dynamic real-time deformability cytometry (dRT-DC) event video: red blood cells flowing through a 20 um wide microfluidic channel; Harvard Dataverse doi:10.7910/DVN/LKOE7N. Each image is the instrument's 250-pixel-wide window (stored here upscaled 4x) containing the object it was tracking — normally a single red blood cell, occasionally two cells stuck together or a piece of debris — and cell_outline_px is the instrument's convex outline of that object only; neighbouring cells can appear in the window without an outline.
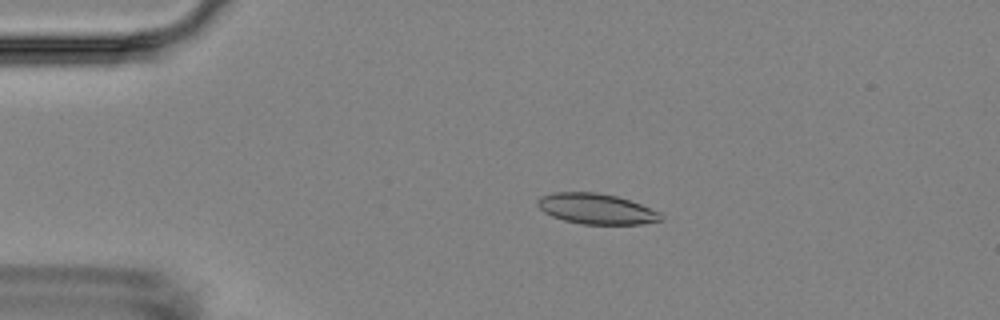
{"species": "Egyptian fruit bat (a non-hibernating species)", "species_latin": "Rousettus aegyptiacus", "temperature_condition": "room temperature", "stored_images_in_passage": 6, "camera_frame_rate_fps": 3000, "um_per_image_px": 0.085, "animal": {"sex": "female"}, "frame": {"image": 1, "passage_image": 3, "time_ms": 2.667, "image_size_px": [1000, 320], "cell_outline_px": [[664, 220], [640, 224], [580, 224], [564, 220], [552, 216], [544, 212], [536, 204], [536, 200], [540, 196], [552, 192], [596, 192], [616, 196], [640, 204], [660, 212], [664, 216]], "centroid_in_image_um": [50.67, 17.75], "position_along_channel_um": 34.3, "area_um2": 22.02}}
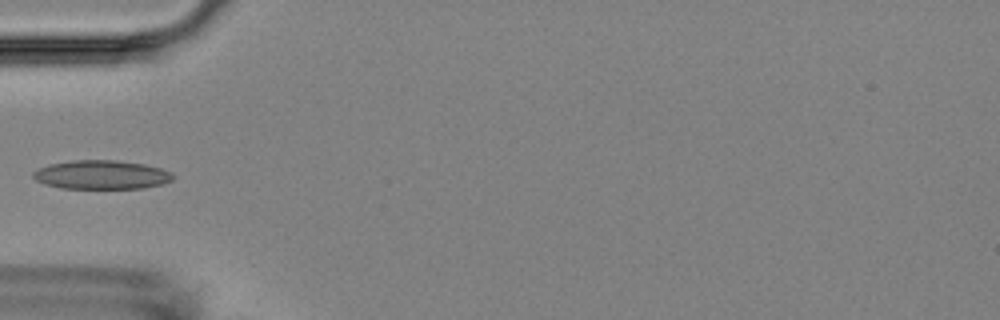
{"frame": {"image": 2, "passage_image": 5, "time_ms": 5.0, "image_size_px": [1000, 320], "cell_outline_px": [[176, 176], [172, 180], [160, 184], [144, 188], [60, 188], [44, 184], [36, 180], [32, 176], [32, 172], [48, 164], [72, 160], [116, 160], [144, 164], [160, 168], [172, 172]], "centroid_in_image_um": [8.62, 14.85], "position_along_channel_um": 76.4, "area_um2": 23.58}}